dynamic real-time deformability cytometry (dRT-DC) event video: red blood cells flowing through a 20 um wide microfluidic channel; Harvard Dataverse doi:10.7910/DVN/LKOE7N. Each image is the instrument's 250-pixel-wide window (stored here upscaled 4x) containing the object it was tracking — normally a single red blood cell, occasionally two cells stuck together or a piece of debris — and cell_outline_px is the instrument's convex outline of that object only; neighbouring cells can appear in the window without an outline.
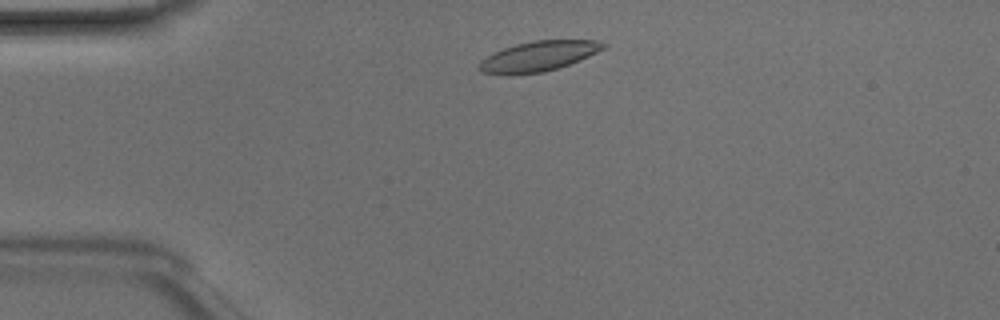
{"species": "Egyptian fruit bat (a non-hibernating species)", "species_latin": "Rousettus aegyptiacus", "temperature_condition": "room temperature", "stored_images_in_passage": 41, "camera_frame_rate_fps": 3000, "um_per_image_px": 0.085, "animal": {"sex": "male"}, "frame": {"image": 1, "passage_image": 4, "time_ms": 1.0, "image_size_px": [1000, 320], "cell_outline_px": [[608, 44], [604, 48], [580, 60], [544, 72], [508, 76], [480, 72], [476, 68], [476, 64], [480, 60], [504, 48], [516, 44], [532, 40], [596, 40]], "centroid_in_image_um": [45.7, 4.8], "position_along_channel_um": 39.3, "area_um2": 21.96}}
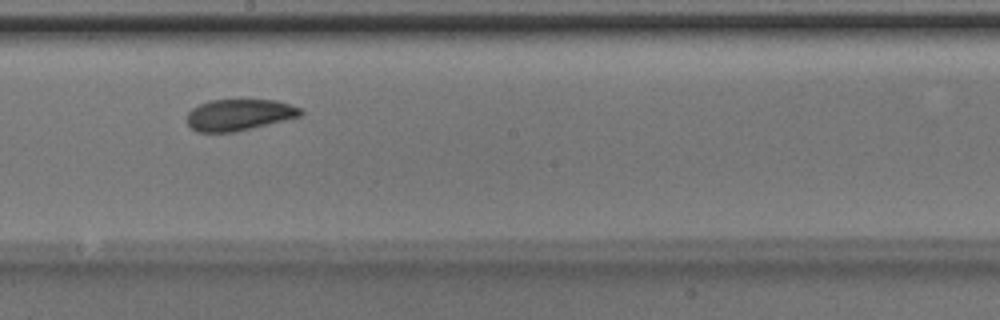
{"frame": {"image": 2, "passage_image": 20, "time_ms": 6.333, "image_size_px": [1000, 320], "cell_outline_px": [[304, 112], [300, 116], [236, 132], [196, 132], [188, 124], [188, 112], [192, 108], [208, 100], [276, 100], [300, 108]], "centroid_in_image_um": [20.31, 9.76], "position_along_channel_um": 227.9, "area_um2": 20.63}}
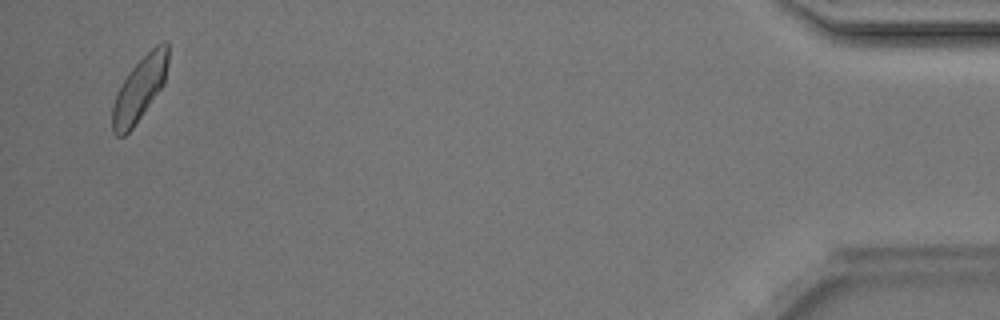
{"frame": {"image": 3, "passage_image": 40, "time_ms": 13.0, "image_size_px": [1000, 320], "cell_outline_px": [[168, 64], [164, 84], [132, 128], [124, 136], [116, 136], [112, 132], [112, 108], [116, 96], [128, 72], [156, 44], [164, 40], [168, 40]], "centroid_in_image_um": [11.88, 7.54], "position_along_channel_um": 423.3, "area_um2": 20.46}, "authors_computed_cell_mechanics": {"area_um2": 21.4438, "velocity_mm_per_s": 4.1525, "shape_relaxation_time_tau1_ms": 2.3079, "shape_relaxation_time_tau2_ms": 2.3774, "deformation_change_tau1": 0.0994, "deformation_change_tau2": 0.0747}}